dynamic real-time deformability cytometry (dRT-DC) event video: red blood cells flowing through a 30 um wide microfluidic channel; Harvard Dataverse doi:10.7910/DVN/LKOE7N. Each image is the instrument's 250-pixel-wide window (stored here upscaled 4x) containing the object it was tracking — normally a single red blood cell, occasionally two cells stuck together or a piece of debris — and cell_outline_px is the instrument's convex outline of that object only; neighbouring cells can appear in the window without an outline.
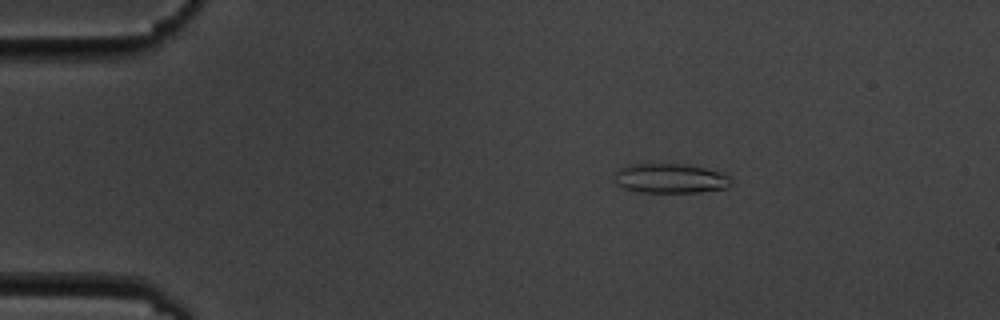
{"species": "common noctule bat (a hibernating species)", "species_latin": "Nyctalus noctula", "temperature_condition": "cold", "stored_images_in_passage": 5, "camera_frame_rate_fps": 3000, "um_per_image_px": 0.085, "animal": {"sex": "male", "body_mass_g": 19.5, "forearm_length_mm": 54.6}, "frame": {"image": 1, "passage_image": 3, "time_ms": 2.333, "image_size_px": [1000, 320], "cell_outline_px": [[732, 184], [728, 188], [700, 192], [640, 192], [624, 188], [616, 184], [616, 172], [620, 168], [628, 164], [684, 164], [704, 168], [720, 172], [728, 176], [732, 180]], "centroid_in_image_um": [57.0, 15.17], "position_along_channel_um": 28.0, "area_um2": 20.06}}